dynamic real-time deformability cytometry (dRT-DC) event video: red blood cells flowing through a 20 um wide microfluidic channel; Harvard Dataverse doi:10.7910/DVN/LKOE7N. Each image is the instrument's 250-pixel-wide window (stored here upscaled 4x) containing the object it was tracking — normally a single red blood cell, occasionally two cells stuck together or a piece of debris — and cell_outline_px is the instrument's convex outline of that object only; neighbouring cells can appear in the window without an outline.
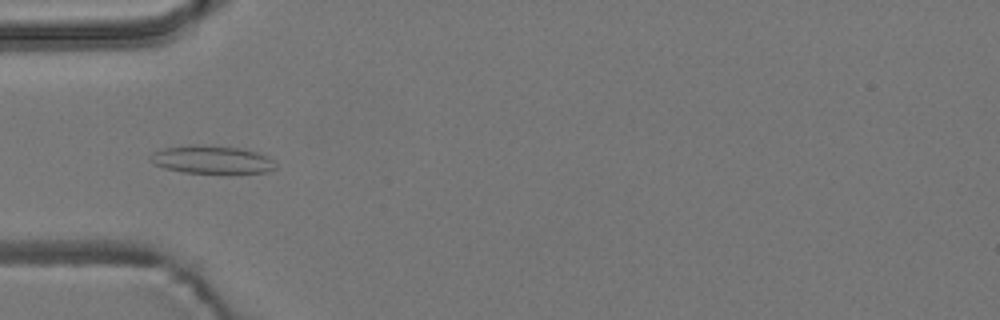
{"species": "common noctule bat (a hibernating species)", "species_latin": "Nyctalus noctula", "temperature_condition": "room temperature", "stored_images_in_passage": 8, "camera_frame_rate_fps": 3000, "um_per_image_px": 0.085, "animal": {"sex": "male", "body_mass_g": 19.2, "forearm_length_mm": 51.8}, "frame": {"image": 1, "passage_image": 6, "time_ms": 5.667, "image_size_px": [1000, 320], "cell_outline_px": [[276, 168], [268, 172], [184, 172], [164, 168], [152, 164], [148, 160], [148, 156], [152, 152], [164, 148], [188, 144], [196, 144], [240, 148], [256, 152], [272, 160]], "centroid_in_image_um": [17.89, 13.55], "position_along_channel_um": 67.1, "area_um2": 20.23}}
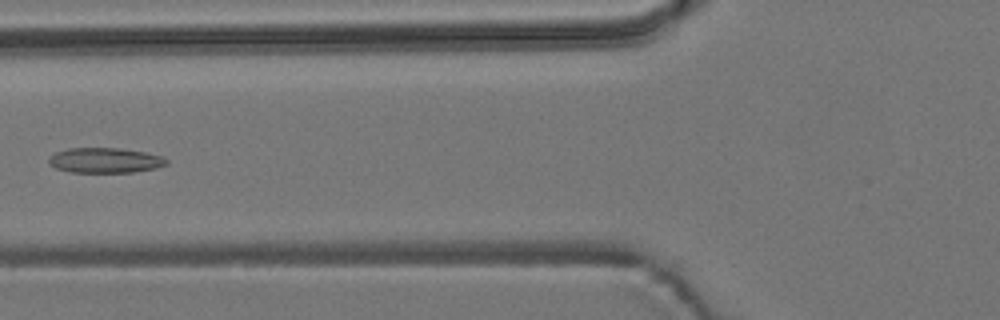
{"frame": {"image": 2, "passage_image": 7, "time_ms": 7.0, "image_size_px": [1000, 320], "cell_outline_px": [[168, 164], [156, 168], [132, 172], [72, 172], [56, 168], [48, 164], [48, 160], [56, 152], [68, 148], [120, 148], [144, 152], [160, 156], [168, 160]], "centroid_in_image_um": [8.93, 13.63], "position_along_channel_um": 116.9, "area_um2": 17.11}}
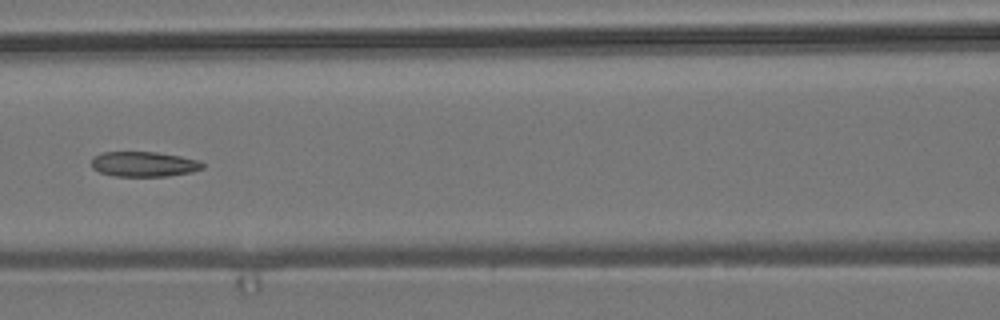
{"frame": {"image": 3, "passage_image": 8, "time_ms": 8.0, "image_size_px": [1000, 320], "cell_outline_px": [[204, 168], [192, 172], [168, 176], [116, 176], [100, 172], [92, 168], [92, 156], [104, 152], [156, 152], [180, 156], [200, 160], [204, 164]], "centroid_in_image_um": [12.25, 13.95], "position_along_channel_um": 154.3, "area_um2": 16.3}}